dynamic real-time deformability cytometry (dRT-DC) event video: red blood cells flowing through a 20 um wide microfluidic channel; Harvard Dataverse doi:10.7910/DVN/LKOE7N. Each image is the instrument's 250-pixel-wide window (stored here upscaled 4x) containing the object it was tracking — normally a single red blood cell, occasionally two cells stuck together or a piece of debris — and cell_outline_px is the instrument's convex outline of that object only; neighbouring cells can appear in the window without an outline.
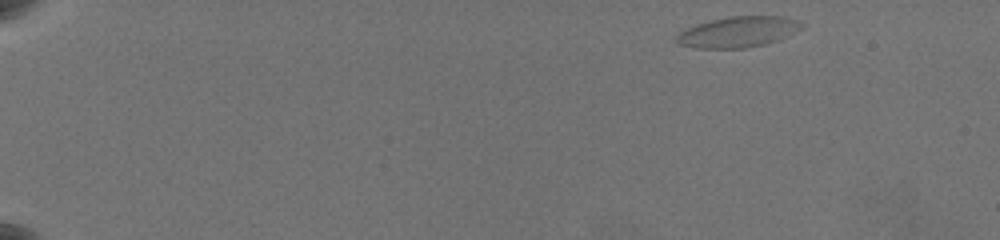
{"species": "common noctule bat (a hibernating species)", "species_latin": "Nyctalus noctula", "temperature_condition": "warm", "stored_images_in_passage": 63, "camera_frame_rate_fps": 3000, "um_per_image_px": 0.085, "animal": {"sex": "female", "body_mass_g": 19.5, "forearm_length_mm": 54.1}, "frame": {"image": 1, "passage_image": 1, "time_ms": 0.0, "image_size_px": [1000, 240], "cell_outline_px": [[808, 24], [776, 40], [764, 44], [744, 48], [696, 48], [680, 44], [676, 40], [676, 36], [680, 32], [688, 28], [712, 20], [732, 16], [784, 16], [800, 20]], "centroid_in_image_um": [62.78, 2.7], "position_along_channel_um": 22.2, "area_um2": 22.02}}
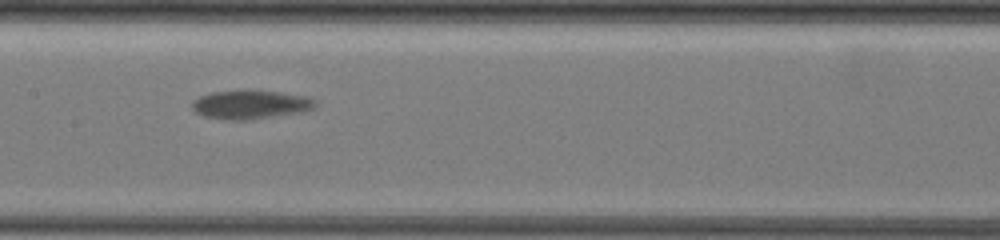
{"frame": {"image": 2, "passage_image": 37, "time_ms": 9.333, "image_size_px": [1000, 240], "cell_outline_px": [[316, 104], [312, 108], [296, 112], [252, 120], [232, 120], [204, 116], [196, 112], [192, 108], [192, 100], [200, 96], [212, 92], [280, 92], [304, 96], [312, 100]], "centroid_in_image_um": [21.22, 8.91], "position_along_channel_um": 186.2, "area_um2": 19.71}}
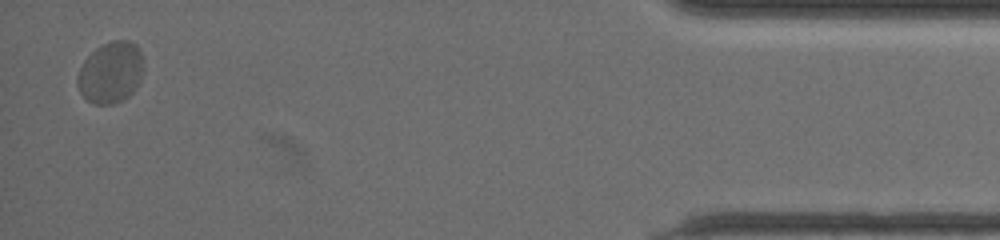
{"frame": {"image": 3, "passage_image": 62, "time_ms": 18.333, "image_size_px": [1000, 240], "cell_outline_px": [[144, 72], [140, 80], [132, 92], [124, 100], [112, 104], [96, 104], [88, 100], [80, 92], [76, 80], [76, 76], [84, 60], [96, 48], [112, 40], [128, 40], [136, 44], [144, 60]], "centroid_in_image_um": [9.43, 6.15], "position_along_channel_um": 425.8, "area_um2": 23.76}, "authors_computed_cell_mechanics": {"area_um2": 20.23, "velocity_mm_per_s": 3.4002, "shape_relaxation_time_tau1_ms": 2.2556, "shape_relaxation_time_tau2_ms": null, "deformation_change_tau1": 0.1479, "deformation_change_tau2": null}}